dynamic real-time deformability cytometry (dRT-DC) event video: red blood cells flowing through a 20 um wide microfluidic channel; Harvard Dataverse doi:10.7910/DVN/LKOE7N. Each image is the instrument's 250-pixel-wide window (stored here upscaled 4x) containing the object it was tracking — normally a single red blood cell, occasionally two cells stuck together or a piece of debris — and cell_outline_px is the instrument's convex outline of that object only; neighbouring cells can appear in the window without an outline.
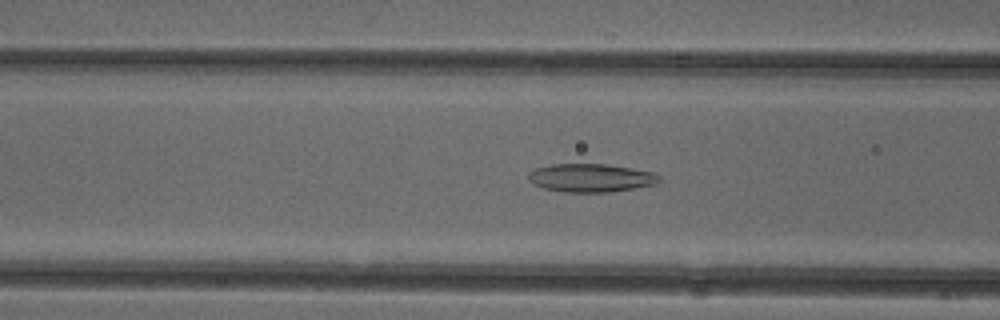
{"species": "common noctule bat (a hibernating species)", "species_latin": "Nyctalus noctula", "temperature_condition": "cold", "stored_images_in_passage": 41, "camera_frame_rate_fps": 3000, "um_per_image_px": 0.085, "animal": {"sex": "female"}, "frame": {"image": 1, "passage_image": 20, "time_ms": 6.333, "image_size_px": [1000, 320], "cell_outline_px": [[660, 180], [656, 184], [636, 188], [612, 192], [564, 192], [544, 188], [528, 180], [528, 172], [536, 168], [552, 164], [604, 164], [632, 168], [652, 172], [660, 176]], "centroid_in_image_um": [50.23, 15.12], "position_along_channel_um": 116.4, "area_um2": 21.56}}
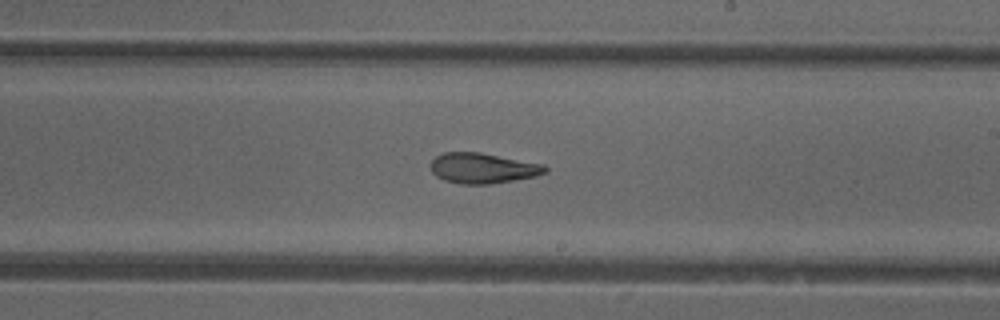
{"frame": {"image": 2, "passage_image": 30, "time_ms": 9.667, "image_size_px": [1000, 320], "cell_outline_px": [[548, 172], [536, 176], [492, 184], [460, 184], [444, 180], [436, 176], [432, 172], [432, 160], [436, 156], [444, 152], [480, 152], [544, 164], [548, 168]], "centroid_in_image_um": [41.07, 14.29], "position_along_channel_um": 247.9, "area_um2": 20.35}}
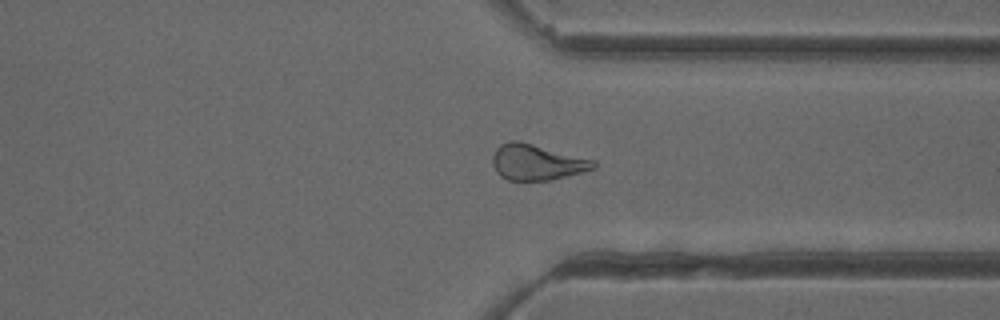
{"frame": {"image": 3, "passage_image": 39, "time_ms": 12.667, "image_size_px": [1000, 320], "cell_outline_px": [[596, 168], [584, 172], [552, 180], [508, 180], [500, 176], [496, 172], [492, 164], [492, 156], [496, 148], [500, 144], [508, 140], [520, 140], [596, 160]], "centroid_in_image_um": [45.63, 13.77], "position_along_channel_um": 365.8, "area_um2": 21.5}}